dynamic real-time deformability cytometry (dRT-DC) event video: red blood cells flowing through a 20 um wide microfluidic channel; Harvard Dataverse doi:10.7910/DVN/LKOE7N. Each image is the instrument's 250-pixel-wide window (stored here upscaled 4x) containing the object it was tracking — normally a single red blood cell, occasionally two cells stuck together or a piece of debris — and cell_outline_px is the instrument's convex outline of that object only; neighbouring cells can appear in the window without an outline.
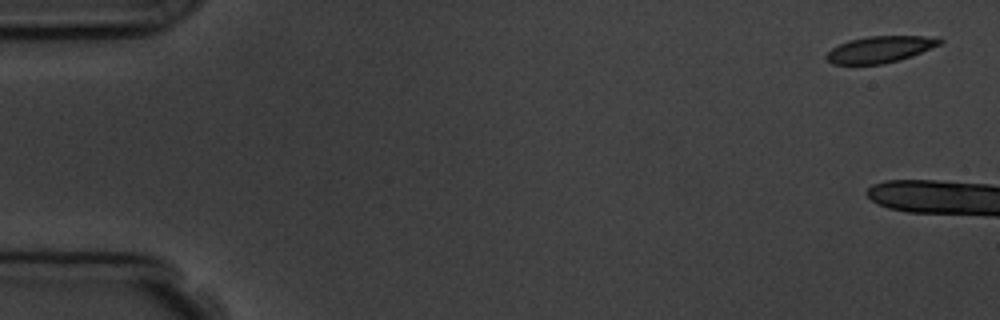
{"species": "common noctule bat (a hibernating species)", "species_latin": "Nyctalus noctula", "temperature_condition": "room temperature", "stored_images_in_passage": 3, "camera_frame_rate_fps": 3000, "um_per_image_px": 0.085, "animal": {"sex": "male", "body_mass_g": 19.5, "forearm_length_mm": 54.6}, "frame": {"image": 1, "passage_image": 1, "time_ms": 0.0, "image_size_px": [1000, 320], "cell_outline_px": [[944, 40], [940, 44], [912, 56], [900, 60], [880, 64], [832, 64], [824, 56], [832, 48], [848, 40], [868, 36], [924, 36]], "centroid_in_image_um": [74.77, 4.2], "position_along_channel_um": 10.2, "area_um2": 17.34}}